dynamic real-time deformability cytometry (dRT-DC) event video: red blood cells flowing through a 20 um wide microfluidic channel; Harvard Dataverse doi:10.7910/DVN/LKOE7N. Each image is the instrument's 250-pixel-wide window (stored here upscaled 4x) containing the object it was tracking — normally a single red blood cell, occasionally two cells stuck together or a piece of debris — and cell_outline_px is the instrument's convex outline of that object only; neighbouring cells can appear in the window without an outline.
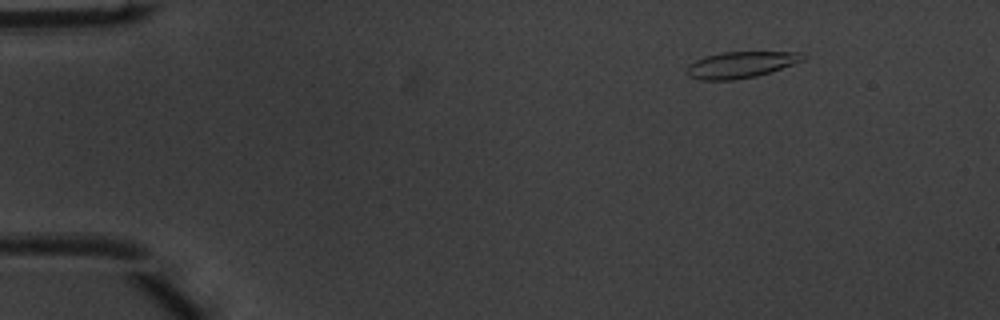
{"species": "common noctule bat (a hibernating species)", "species_latin": "Nyctalus noctula", "temperature_condition": "warm", "stored_images_in_passage": 45, "camera_frame_rate_fps": 3000, "um_per_image_px": 0.085, "animal": {"sex": "male", "body_mass_g": 20.1, "forearm_length_mm": 53.5}, "frame": {"image": 1, "passage_image": 1, "time_ms": 0.0, "image_size_px": [1000, 320], "cell_outline_px": [[804, 60], [756, 76], [732, 80], [700, 80], [688, 76], [688, 64], [704, 56], [720, 52], [800, 52], [804, 56]], "centroid_in_image_um": [62.91, 5.5], "position_along_channel_um": 22.1, "area_um2": 17.57}}
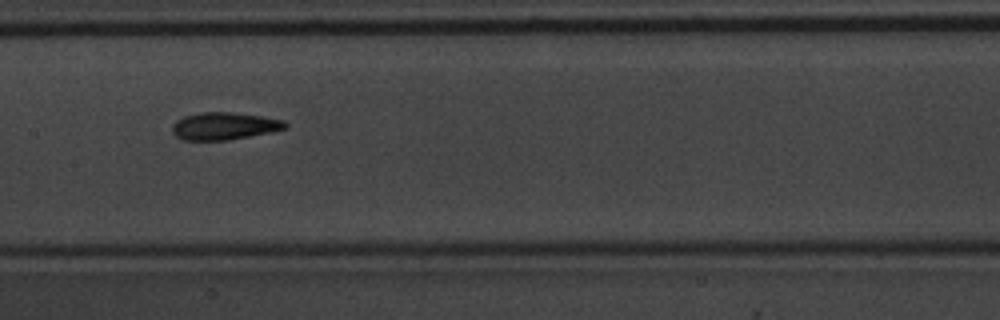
{"frame": {"image": 2, "passage_image": 20, "time_ms": 6.333, "image_size_px": [1000, 320], "cell_outline_px": [[288, 128], [228, 140], [184, 140], [176, 136], [172, 132], [172, 124], [176, 120], [184, 116], [204, 112], [232, 112], [260, 116], [284, 120], [288, 124]], "centroid_in_image_um": [19.04, 10.71], "position_along_channel_um": 188.4, "area_um2": 17.92}}
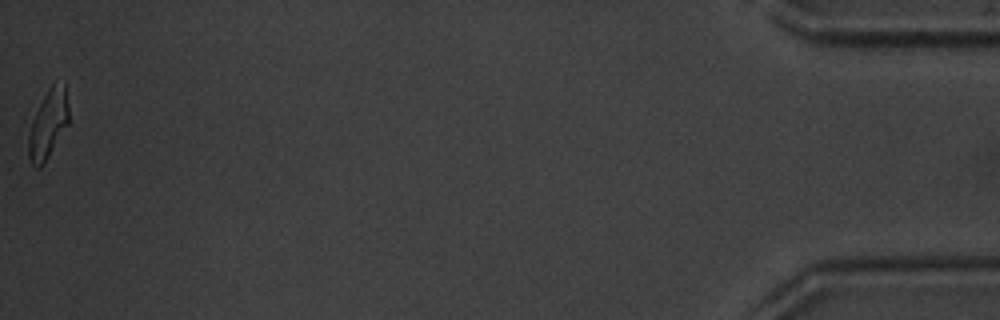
{"frame": {"image": 3, "passage_image": 45, "time_ms": 14.667, "image_size_px": [1000, 320], "cell_outline_px": [[68, 124], [44, 164], [40, 168], [36, 168], [32, 164], [28, 156], [28, 136], [32, 120], [48, 88], [52, 84], [64, 84], [68, 104]], "centroid_in_image_um": [4.08, 10.6], "position_along_channel_um": 431.1, "area_um2": 15.84}, "authors_computed_cell_mechanics": {"area_um2": 17.5134, "velocity_mm_per_s": 4.0281, "shape_relaxation_time_tau1_ms": 4.4665, "shape_relaxation_time_tau2_ms": 2.4872, "deformation_change_tau1": 0.1599, "deformation_change_tau2": 0.0942}}